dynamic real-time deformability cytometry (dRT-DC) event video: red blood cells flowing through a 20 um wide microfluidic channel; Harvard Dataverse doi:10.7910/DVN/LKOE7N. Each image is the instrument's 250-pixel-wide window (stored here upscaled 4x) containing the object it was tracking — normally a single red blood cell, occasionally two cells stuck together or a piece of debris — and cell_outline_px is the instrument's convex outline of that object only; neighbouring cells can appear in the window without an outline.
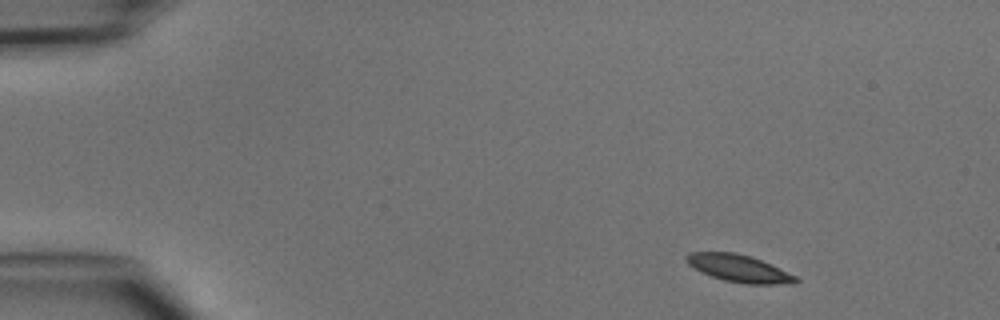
{"species": "common noctule bat (a hibernating species)", "species_latin": "Nyctalus noctula", "temperature_condition": "cold", "stored_images_in_passage": 3, "camera_frame_rate_fps": 3000, "um_per_image_px": 0.085, "animal": {"sex": "male", "body_mass_g": 15.6}, "frame": {"image": 1, "passage_image": 1, "time_ms": 0.0, "image_size_px": [1000, 320], "cell_outline_px": [[800, 280], [796, 284], [744, 284], [724, 280], [712, 276], [688, 264], [684, 260], [684, 256], [688, 252], [736, 252], [752, 256], [796, 276]], "centroid_in_image_um": [62.82, 22.81], "position_along_channel_um": 22.2, "area_um2": 17.4}}